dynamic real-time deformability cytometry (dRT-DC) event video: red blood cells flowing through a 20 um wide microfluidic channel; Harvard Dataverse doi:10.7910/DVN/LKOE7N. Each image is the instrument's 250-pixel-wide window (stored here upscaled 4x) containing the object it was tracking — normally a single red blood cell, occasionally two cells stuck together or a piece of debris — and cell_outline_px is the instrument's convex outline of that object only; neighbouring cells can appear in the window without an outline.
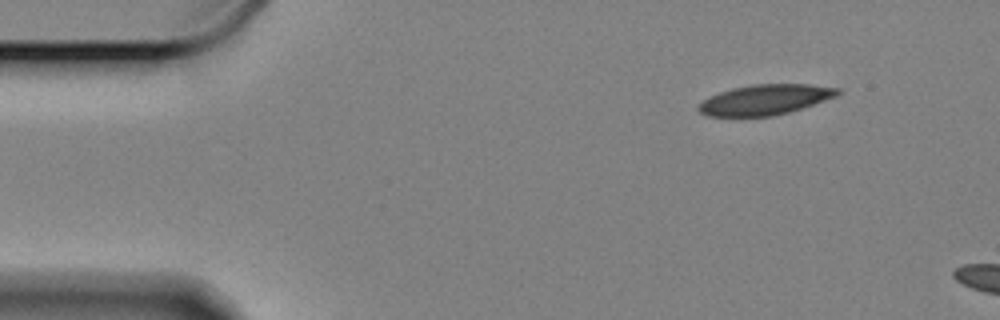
{"species": "Egyptian fruit bat (a non-hibernating species)", "species_latin": "Rousettus aegyptiacus", "temperature_condition": "cold", "stored_images_in_passage": 6, "camera_frame_rate_fps": 3000, "um_per_image_px": 0.085, "animal": {"sex": "female"}, "frame": {"image": 1, "passage_image": 1, "time_ms": 0.0, "image_size_px": [1000, 320], "cell_outline_px": [[840, 92], [836, 96], [788, 112], [772, 116], [708, 116], [700, 112], [696, 108], [704, 100], [720, 92], [732, 88], [752, 84], [808, 84], [840, 88]], "centroid_in_image_um": [65.02, 8.46], "position_along_channel_um": 20.0, "area_um2": 24.16}}